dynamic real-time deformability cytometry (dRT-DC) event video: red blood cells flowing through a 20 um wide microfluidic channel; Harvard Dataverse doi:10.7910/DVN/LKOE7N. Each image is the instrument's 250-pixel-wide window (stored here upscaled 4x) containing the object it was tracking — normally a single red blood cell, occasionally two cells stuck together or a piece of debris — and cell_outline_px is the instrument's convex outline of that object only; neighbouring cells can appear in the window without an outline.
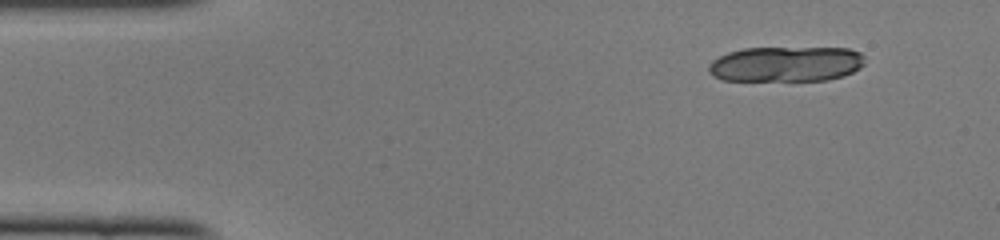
{"species": "common noctule bat (a hibernating species)", "species_latin": "Nyctalus noctula", "temperature_condition": "cold", "stored_images_in_passage": 13, "camera_frame_rate_fps": 3000, "um_per_image_px": 0.085, "animal": {"sex": "female", "body_mass_g": 22.0, "forearm_length_mm": 56.7}, "frame": {"image": 1, "passage_image": 2, "time_ms": 0.333, "image_size_px": [1000, 240], "cell_outline_px": [[864, 64], [860, 68], [844, 76], [828, 80], [720, 80], [712, 76], [708, 72], [708, 64], [712, 60], [728, 52], [744, 48], [848, 48], [860, 52], [864, 56]], "centroid_in_image_um": [66.8, 5.44], "position_along_channel_um": 18.2, "area_um2": 32.31}}